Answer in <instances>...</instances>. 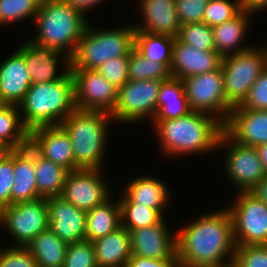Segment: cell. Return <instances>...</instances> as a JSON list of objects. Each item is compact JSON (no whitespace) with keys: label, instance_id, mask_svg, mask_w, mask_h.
Here are the masks:
<instances>
[{"label":"cell","instance_id":"6da1fadb","mask_svg":"<svg viewBox=\"0 0 267 267\" xmlns=\"http://www.w3.org/2000/svg\"><path fill=\"white\" fill-rule=\"evenodd\" d=\"M235 249L233 221L227 208L202 214L177 231L180 267H228Z\"/></svg>","mask_w":267,"mask_h":267},{"label":"cell","instance_id":"7a4b0ae2","mask_svg":"<svg viewBox=\"0 0 267 267\" xmlns=\"http://www.w3.org/2000/svg\"><path fill=\"white\" fill-rule=\"evenodd\" d=\"M156 131L161 154L182 156L210 153L218 150V140L223 124L213 115L198 111L164 121H152Z\"/></svg>","mask_w":267,"mask_h":267},{"label":"cell","instance_id":"3957f363","mask_svg":"<svg viewBox=\"0 0 267 267\" xmlns=\"http://www.w3.org/2000/svg\"><path fill=\"white\" fill-rule=\"evenodd\" d=\"M18 106L22 123L29 132L60 125L76 109L71 72L57 81L33 83Z\"/></svg>","mask_w":267,"mask_h":267},{"label":"cell","instance_id":"277c9868","mask_svg":"<svg viewBox=\"0 0 267 267\" xmlns=\"http://www.w3.org/2000/svg\"><path fill=\"white\" fill-rule=\"evenodd\" d=\"M85 15L62 0H42L34 19L31 41L72 58L85 31Z\"/></svg>","mask_w":267,"mask_h":267},{"label":"cell","instance_id":"5b68a950","mask_svg":"<svg viewBox=\"0 0 267 267\" xmlns=\"http://www.w3.org/2000/svg\"><path fill=\"white\" fill-rule=\"evenodd\" d=\"M111 120L106 112L75 109L60 124L71 140L75 170L103 169Z\"/></svg>","mask_w":267,"mask_h":267},{"label":"cell","instance_id":"8992f818","mask_svg":"<svg viewBox=\"0 0 267 267\" xmlns=\"http://www.w3.org/2000/svg\"><path fill=\"white\" fill-rule=\"evenodd\" d=\"M88 23L76 52L71 58V69H97L107 60L129 56L135 47L133 25L106 29H95Z\"/></svg>","mask_w":267,"mask_h":267},{"label":"cell","instance_id":"52a82bcc","mask_svg":"<svg viewBox=\"0 0 267 267\" xmlns=\"http://www.w3.org/2000/svg\"><path fill=\"white\" fill-rule=\"evenodd\" d=\"M267 66V49L251 47L248 50L222 57L221 68L227 103L240 106L251 86Z\"/></svg>","mask_w":267,"mask_h":267},{"label":"cell","instance_id":"ba28073f","mask_svg":"<svg viewBox=\"0 0 267 267\" xmlns=\"http://www.w3.org/2000/svg\"><path fill=\"white\" fill-rule=\"evenodd\" d=\"M186 98L192 111L213 115L223 125L232 107L227 103L221 66L208 73L182 79Z\"/></svg>","mask_w":267,"mask_h":267},{"label":"cell","instance_id":"9c48e42d","mask_svg":"<svg viewBox=\"0 0 267 267\" xmlns=\"http://www.w3.org/2000/svg\"><path fill=\"white\" fill-rule=\"evenodd\" d=\"M0 223L16 242L11 246L26 247L40 232L49 229L46 198L7 206L0 211Z\"/></svg>","mask_w":267,"mask_h":267},{"label":"cell","instance_id":"30bf717a","mask_svg":"<svg viewBox=\"0 0 267 267\" xmlns=\"http://www.w3.org/2000/svg\"><path fill=\"white\" fill-rule=\"evenodd\" d=\"M162 80H129L118 89L116 105L110 114L122 124L140 120H153L157 112V101Z\"/></svg>","mask_w":267,"mask_h":267},{"label":"cell","instance_id":"8fae6325","mask_svg":"<svg viewBox=\"0 0 267 267\" xmlns=\"http://www.w3.org/2000/svg\"><path fill=\"white\" fill-rule=\"evenodd\" d=\"M235 200L226 208L232 217L236 245H264L267 242V205L251 192L238 191Z\"/></svg>","mask_w":267,"mask_h":267},{"label":"cell","instance_id":"7c38bea8","mask_svg":"<svg viewBox=\"0 0 267 267\" xmlns=\"http://www.w3.org/2000/svg\"><path fill=\"white\" fill-rule=\"evenodd\" d=\"M222 146L226 147L224 170L229 182L239 192H250L266 176L256 147L237 143L224 130L217 148Z\"/></svg>","mask_w":267,"mask_h":267},{"label":"cell","instance_id":"4fadbf2b","mask_svg":"<svg viewBox=\"0 0 267 267\" xmlns=\"http://www.w3.org/2000/svg\"><path fill=\"white\" fill-rule=\"evenodd\" d=\"M70 72L76 109L111 114L117 102L118 88L97 69H70Z\"/></svg>","mask_w":267,"mask_h":267},{"label":"cell","instance_id":"5bb4252c","mask_svg":"<svg viewBox=\"0 0 267 267\" xmlns=\"http://www.w3.org/2000/svg\"><path fill=\"white\" fill-rule=\"evenodd\" d=\"M101 169H78L68 173L61 197L76 208L90 211L106 201L111 193Z\"/></svg>","mask_w":267,"mask_h":267},{"label":"cell","instance_id":"9a60e30c","mask_svg":"<svg viewBox=\"0 0 267 267\" xmlns=\"http://www.w3.org/2000/svg\"><path fill=\"white\" fill-rule=\"evenodd\" d=\"M25 59L32 83H46L64 78L71 69V58L57 50L38 45L30 39L16 49ZM62 56V57H61ZM58 62L64 64L58 73Z\"/></svg>","mask_w":267,"mask_h":267},{"label":"cell","instance_id":"2e32d148","mask_svg":"<svg viewBox=\"0 0 267 267\" xmlns=\"http://www.w3.org/2000/svg\"><path fill=\"white\" fill-rule=\"evenodd\" d=\"M163 218L158 224L131 230V253L149 259L178 258L177 232ZM169 227V228H168Z\"/></svg>","mask_w":267,"mask_h":267},{"label":"cell","instance_id":"e0dca14e","mask_svg":"<svg viewBox=\"0 0 267 267\" xmlns=\"http://www.w3.org/2000/svg\"><path fill=\"white\" fill-rule=\"evenodd\" d=\"M29 145L43 158L66 168L69 172L75 170L71 140L60 125L31 130Z\"/></svg>","mask_w":267,"mask_h":267},{"label":"cell","instance_id":"ac0fdd59","mask_svg":"<svg viewBox=\"0 0 267 267\" xmlns=\"http://www.w3.org/2000/svg\"><path fill=\"white\" fill-rule=\"evenodd\" d=\"M224 131L237 143L257 147L267 143V110L232 108L223 125Z\"/></svg>","mask_w":267,"mask_h":267},{"label":"cell","instance_id":"d6986e66","mask_svg":"<svg viewBox=\"0 0 267 267\" xmlns=\"http://www.w3.org/2000/svg\"><path fill=\"white\" fill-rule=\"evenodd\" d=\"M49 228L67 243L85 240L87 212L76 208L61 196L46 198Z\"/></svg>","mask_w":267,"mask_h":267},{"label":"cell","instance_id":"ffe728a7","mask_svg":"<svg viewBox=\"0 0 267 267\" xmlns=\"http://www.w3.org/2000/svg\"><path fill=\"white\" fill-rule=\"evenodd\" d=\"M221 61L222 57L216 51H201L175 38L170 75L185 79L196 74L212 72L221 66Z\"/></svg>","mask_w":267,"mask_h":267},{"label":"cell","instance_id":"44dd1931","mask_svg":"<svg viewBox=\"0 0 267 267\" xmlns=\"http://www.w3.org/2000/svg\"><path fill=\"white\" fill-rule=\"evenodd\" d=\"M139 3L144 23L133 25L136 31L177 38L181 24L175 0H141Z\"/></svg>","mask_w":267,"mask_h":267},{"label":"cell","instance_id":"7402d4cb","mask_svg":"<svg viewBox=\"0 0 267 267\" xmlns=\"http://www.w3.org/2000/svg\"><path fill=\"white\" fill-rule=\"evenodd\" d=\"M24 57L16 50L0 64V104L19 105L32 85Z\"/></svg>","mask_w":267,"mask_h":267},{"label":"cell","instance_id":"603a6c76","mask_svg":"<svg viewBox=\"0 0 267 267\" xmlns=\"http://www.w3.org/2000/svg\"><path fill=\"white\" fill-rule=\"evenodd\" d=\"M13 168L11 205L40 198L35 177V150L29 144L13 150Z\"/></svg>","mask_w":267,"mask_h":267},{"label":"cell","instance_id":"cb8c5ba5","mask_svg":"<svg viewBox=\"0 0 267 267\" xmlns=\"http://www.w3.org/2000/svg\"><path fill=\"white\" fill-rule=\"evenodd\" d=\"M123 187V194L133 203L142 204L157 210L163 217L170 202V189L160 179L151 176H138Z\"/></svg>","mask_w":267,"mask_h":267},{"label":"cell","instance_id":"d4e9b609","mask_svg":"<svg viewBox=\"0 0 267 267\" xmlns=\"http://www.w3.org/2000/svg\"><path fill=\"white\" fill-rule=\"evenodd\" d=\"M250 16L253 14L242 10L231 20L212 27L214 46L221 57L236 54L252 47L242 43L248 33L247 29L250 28L248 25L250 24Z\"/></svg>","mask_w":267,"mask_h":267},{"label":"cell","instance_id":"484cf974","mask_svg":"<svg viewBox=\"0 0 267 267\" xmlns=\"http://www.w3.org/2000/svg\"><path fill=\"white\" fill-rule=\"evenodd\" d=\"M98 267H125L130 259V232L123 226L93 241Z\"/></svg>","mask_w":267,"mask_h":267},{"label":"cell","instance_id":"4316f807","mask_svg":"<svg viewBox=\"0 0 267 267\" xmlns=\"http://www.w3.org/2000/svg\"><path fill=\"white\" fill-rule=\"evenodd\" d=\"M191 111L182 79L170 76L162 81L158 94L157 112L153 121L176 119Z\"/></svg>","mask_w":267,"mask_h":267},{"label":"cell","instance_id":"83f0119b","mask_svg":"<svg viewBox=\"0 0 267 267\" xmlns=\"http://www.w3.org/2000/svg\"><path fill=\"white\" fill-rule=\"evenodd\" d=\"M112 200L110 196L101 205L87 212L85 240L93 242L121 226L120 202L117 200L114 203Z\"/></svg>","mask_w":267,"mask_h":267},{"label":"cell","instance_id":"f1b7e54d","mask_svg":"<svg viewBox=\"0 0 267 267\" xmlns=\"http://www.w3.org/2000/svg\"><path fill=\"white\" fill-rule=\"evenodd\" d=\"M29 131L24 127L19 106L0 104V151L24 148Z\"/></svg>","mask_w":267,"mask_h":267},{"label":"cell","instance_id":"f546056e","mask_svg":"<svg viewBox=\"0 0 267 267\" xmlns=\"http://www.w3.org/2000/svg\"><path fill=\"white\" fill-rule=\"evenodd\" d=\"M68 243L61 240L50 228L40 232L26 246L38 267H63Z\"/></svg>","mask_w":267,"mask_h":267},{"label":"cell","instance_id":"4dcf8cb0","mask_svg":"<svg viewBox=\"0 0 267 267\" xmlns=\"http://www.w3.org/2000/svg\"><path fill=\"white\" fill-rule=\"evenodd\" d=\"M69 171L40 156L35 151V177L38 194L48 198L61 196Z\"/></svg>","mask_w":267,"mask_h":267},{"label":"cell","instance_id":"1f68e13d","mask_svg":"<svg viewBox=\"0 0 267 267\" xmlns=\"http://www.w3.org/2000/svg\"><path fill=\"white\" fill-rule=\"evenodd\" d=\"M174 41V37L136 31L134 48L146 59L161 63L170 71Z\"/></svg>","mask_w":267,"mask_h":267},{"label":"cell","instance_id":"d6a6232c","mask_svg":"<svg viewBox=\"0 0 267 267\" xmlns=\"http://www.w3.org/2000/svg\"><path fill=\"white\" fill-rule=\"evenodd\" d=\"M119 202L121 226L128 231L158 224L164 218L153 208L131 202L123 193Z\"/></svg>","mask_w":267,"mask_h":267},{"label":"cell","instance_id":"836d02e7","mask_svg":"<svg viewBox=\"0 0 267 267\" xmlns=\"http://www.w3.org/2000/svg\"><path fill=\"white\" fill-rule=\"evenodd\" d=\"M170 71L161 63L146 59L135 48L129 54V80H167Z\"/></svg>","mask_w":267,"mask_h":267},{"label":"cell","instance_id":"e575fe53","mask_svg":"<svg viewBox=\"0 0 267 267\" xmlns=\"http://www.w3.org/2000/svg\"><path fill=\"white\" fill-rule=\"evenodd\" d=\"M42 0H0V25L34 19Z\"/></svg>","mask_w":267,"mask_h":267},{"label":"cell","instance_id":"d590c367","mask_svg":"<svg viewBox=\"0 0 267 267\" xmlns=\"http://www.w3.org/2000/svg\"><path fill=\"white\" fill-rule=\"evenodd\" d=\"M177 39L201 51H216L212 27L204 22L181 25Z\"/></svg>","mask_w":267,"mask_h":267},{"label":"cell","instance_id":"8d00e7d4","mask_svg":"<svg viewBox=\"0 0 267 267\" xmlns=\"http://www.w3.org/2000/svg\"><path fill=\"white\" fill-rule=\"evenodd\" d=\"M242 10L241 0H209L205 8L203 22L213 27L231 20Z\"/></svg>","mask_w":267,"mask_h":267},{"label":"cell","instance_id":"74e56055","mask_svg":"<svg viewBox=\"0 0 267 267\" xmlns=\"http://www.w3.org/2000/svg\"><path fill=\"white\" fill-rule=\"evenodd\" d=\"M63 267H98L93 242L68 243Z\"/></svg>","mask_w":267,"mask_h":267},{"label":"cell","instance_id":"f35d334b","mask_svg":"<svg viewBox=\"0 0 267 267\" xmlns=\"http://www.w3.org/2000/svg\"><path fill=\"white\" fill-rule=\"evenodd\" d=\"M13 182V150H2L0 151V211L11 205Z\"/></svg>","mask_w":267,"mask_h":267},{"label":"cell","instance_id":"ab89813d","mask_svg":"<svg viewBox=\"0 0 267 267\" xmlns=\"http://www.w3.org/2000/svg\"><path fill=\"white\" fill-rule=\"evenodd\" d=\"M233 267H267V248L264 245H236Z\"/></svg>","mask_w":267,"mask_h":267},{"label":"cell","instance_id":"60d3db41","mask_svg":"<svg viewBox=\"0 0 267 267\" xmlns=\"http://www.w3.org/2000/svg\"><path fill=\"white\" fill-rule=\"evenodd\" d=\"M128 69L129 56H120L107 60L97 71L119 89L129 81Z\"/></svg>","mask_w":267,"mask_h":267},{"label":"cell","instance_id":"b9f144b4","mask_svg":"<svg viewBox=\"0 0 267 267\" xmlns=\"http://www.w3.org/2000/svg\"><path fill=\"white\" fill-rule=\"evenodd\" d=\"M209 0H175V9L181 25L203 22Z\"/></svg>","mask_w":267,"mask_h":267},{"label":"cell","instance_id":"7bdbcfd3","mask_svg":"<svg viewBox=\"0 0 267 267\" xmlns=\"http://www.w3.org/2000/svg\"><path fill=\"white\" fill-rule=\"evenodd\" d=\"M0 267H38L27 247L9 246L0 250Z\"/></svg>","mask_w":267,"mask_h":267},{"label":"cell","instance_id":"ee69618b","mask_svg":"<svg viewBox=\"0 0 267 267\" xmlns=\"http://www.w3.org/2000/svg\"><path fill=\"white\" fill-rule=\"evenodd\" d=\"M240 108L267 110V66L251 86L249 93Z\"/></svg>","mask_w":267,"mask_h":267},{"label":"cell","instance_id":"f6af8a7d","mask_svg":"<svg viewBox=\"0 0 267 267\" xmlns=\"http://www.w3.org/2000/svg\"><path fill=\"white\" fill-rule=\"evenodd\" d=\"M125 267H180V264L178 258L160 260L131 255Z\"/></svg>","mask_w":267,"mask_h":267},{"label":"cell","instance_id":"bcb514c9","mask_svg":"<svg viewBox=\"0 0 267 267\" xmlns=\"http://www.w3.org/2000/svg\"><path fill=\"white\" fill-rule=\"evenodd\" d=\"M67 4L71 5L76 10L80 11L84 15L89 10L91 11L92 8H95L99 4L101 5L102 2L105 0H62ZM107 1V0H106Z\"/></svg>","mask_w":267,"mask_h":267},{"label":"cell","instance_id":"7dc6e473","mask_svg":"<svg viewBox=\"0 0 267 267\" xmlns=\"http://www.w3.org/2000/svg\"><path fill=\"white\" fill-rule=\"evenodd\" d=\"M241 7L243 10L255 15L254 13L263 11L267 8V0H241Z\"/></svg>","mask_w":267,"mask_h":267},{"label":"cell","instance_id":"c3c4849f","mask_svg":"<svg viewBox=\"0 0 267 267\" xmlns=\"http://www.w3.org/2000/svg\"><path fill=\"white\" fill-rule=\"evenodd\" d=\"M250 192L267 205V175Z\"/></svg>","mask_w":267,"mask_h":267},{"label":"cell","instance_id":"681fc988","mask_svg":"<svg viewBox=\"0 0 267 267\" xmlns=\"http://www.w3.org/2000/svg\"><path fill=\"white\" fill-rule=\"evenodd\" d=\"M256 149L262 162L265 174L267 175V143L257 146Z\"/></svg>","mask_w":267,"mask_h":267}]
</instances>
